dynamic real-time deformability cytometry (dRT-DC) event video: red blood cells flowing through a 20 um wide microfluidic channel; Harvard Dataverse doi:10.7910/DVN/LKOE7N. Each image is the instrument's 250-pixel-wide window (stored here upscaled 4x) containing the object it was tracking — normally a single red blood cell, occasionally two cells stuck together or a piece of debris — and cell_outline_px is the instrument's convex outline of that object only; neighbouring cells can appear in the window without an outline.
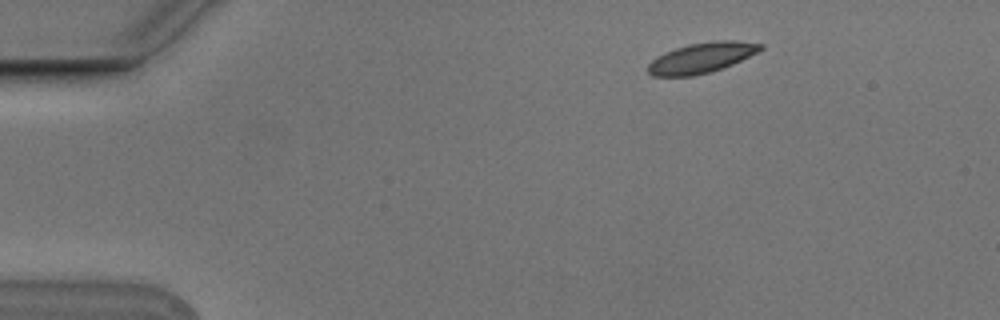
{"species": "Egyptian fruit bat (a non-hibernating species)", "species_latin": "Rousettus aegyptiacus", "temperature_condition": "cold", "stored_images_in_passage": 4, "camera_frame_rate_fps": 3000, "um_per_image_px": 0.085, "animal": {"sex": "male"}, "frame": {"image": 1, "passage_image": 2, "time_ms": 0.333, "image_size_px": [1000, 320], "cell_outline_px": [[764, 48], [732, 64], [708, 72], [692, 76], [652, 76], [648, 72], [648, 64], [656, 56], [664, 52], [688, 44], [716, 40], [736, 40], [764, 44]], "centroid_in_image_um": [59.61, 4.9], "position_along_channel_um": 25.4, "area_um2": 19.71}}